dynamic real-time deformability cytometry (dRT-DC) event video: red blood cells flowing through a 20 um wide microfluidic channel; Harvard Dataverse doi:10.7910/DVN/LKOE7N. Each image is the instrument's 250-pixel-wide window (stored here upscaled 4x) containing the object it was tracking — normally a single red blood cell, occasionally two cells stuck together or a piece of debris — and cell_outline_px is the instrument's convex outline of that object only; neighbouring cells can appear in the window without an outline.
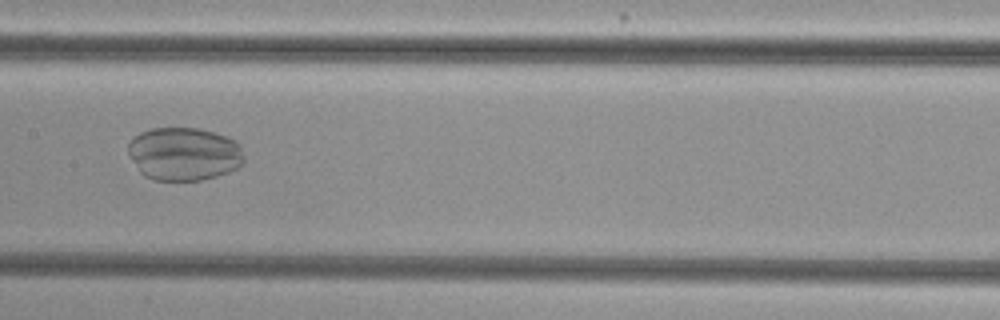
{"species": "common noctule bat (a hibernating species)", "species_latin": "Nyctalus noctula", "temperature_condition": "cold", "stored_images_in_passage": 36, "camera_frame_rate_fps": 3000, "um_per_image_px": 0.085, "animal": {"sex": "female", "body_mass_g": 29.2, "forearm_length_mm": 56.3}, "frame": {"image": 1, "passage_image": 16, "time_ms": 5.0, "image_size_px": [1000, 320], "cell_outline_px": [[244, 160], [236, 168], [228, 172], [216, 176], [200, 180], [152, 180], [144, 176], [140, 172], [128, 156], [128, 144], [132, 136], [140, 132], [152, 128], [196, 128], [228, 136], [236, 140], [244, 156]], "centroid_in_image_um": [15.6, 13.07], "position_along_channel_um": 191.8, "area_um2": 36.13}}
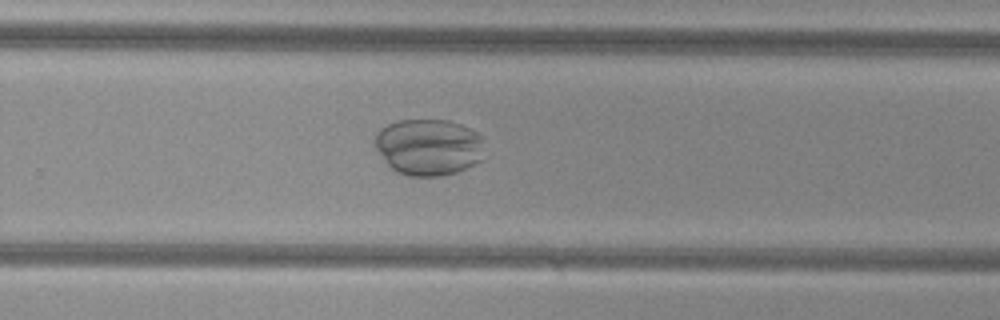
{"frame": {"image": 2, "passage_image": 24, "time_ms": 7.667, "image_size_px": [1000, 320], "cell_outline_px": [[484, 160], [456, 172], [436, 176], [408, 176], [396, 172], [388, 164], [376, 148], [376, 132], [380, 128], [388, 124], [400, 120], [448, 120], [460, 124], [484, 136]], "centroid_in_image_um": [36.48, 12.5], "position_along_channel_um": 293.3, "area_um2": 36.3}}
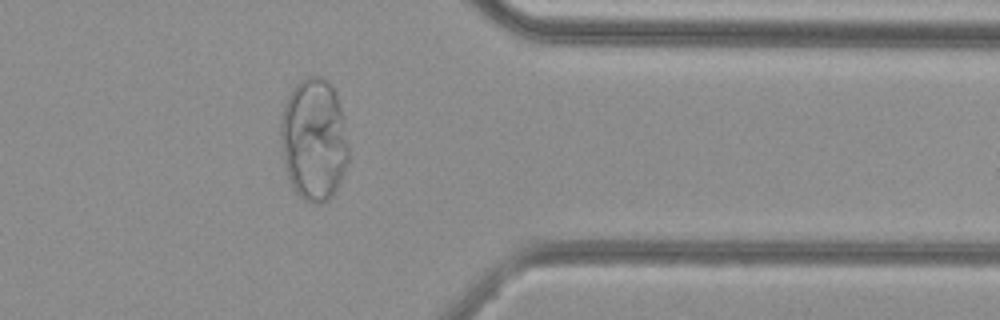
{"frame": {"image": 3, "passage_image": 32, "time_ms": 10.333, "image_size_px": [1000, 320], "cell_outline_px": [[348, 160], [344, 172], [336, 192], [328, 200], [320, 204], [312, 204], [304, 200], [292, 188], [288, 180], [284, 164], [280, 140], [280, 120], [288, 96], [292, 88], [300, 80], [308, 76], [320, 76], [336, 92], [344, 116], [348, 144]], "centroid_in_image_um": [26.68, 11.9], "position_along_channel_um": 384.7, "area_um2": 48.96}}